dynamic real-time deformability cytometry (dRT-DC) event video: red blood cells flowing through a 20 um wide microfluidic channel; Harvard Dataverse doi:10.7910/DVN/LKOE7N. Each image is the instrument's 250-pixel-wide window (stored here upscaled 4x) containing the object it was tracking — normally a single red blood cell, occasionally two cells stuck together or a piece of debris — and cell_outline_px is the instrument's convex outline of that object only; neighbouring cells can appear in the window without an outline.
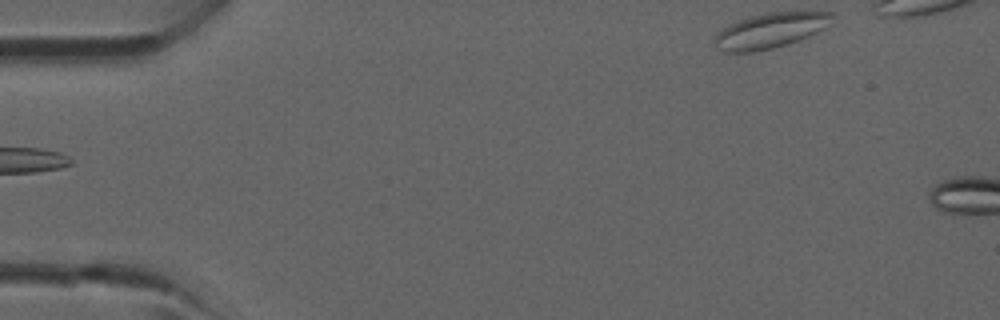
{"species": "common noctule bat (a hibernating species)", "species_latin": "Nyctalus noctula", "temperature_condition": "room temperature", "stored_images_in_passage": 5, "camera_frame_rate_fps": 3000, "um_per_image_px": 0.085, "animal": {"sex": "male", "forearm_length_mm": 52.5}, "frame": {"image": 1, "passage_image": 5, "time_ms": 4.333, "image_size_px": [1000, 320], "cell_outline_px": [[832, 24], [800, 40], [788, 44], [772, 48], [752, 52], [724, 52], [716, 48], [716, 36], [724, 28], [748, 16], [764, 12], [832, 12]], "centroid_in_image_um": [65.5, 2.59], "position_along_channel_um": 19.5, "area_um2": 23.81}}